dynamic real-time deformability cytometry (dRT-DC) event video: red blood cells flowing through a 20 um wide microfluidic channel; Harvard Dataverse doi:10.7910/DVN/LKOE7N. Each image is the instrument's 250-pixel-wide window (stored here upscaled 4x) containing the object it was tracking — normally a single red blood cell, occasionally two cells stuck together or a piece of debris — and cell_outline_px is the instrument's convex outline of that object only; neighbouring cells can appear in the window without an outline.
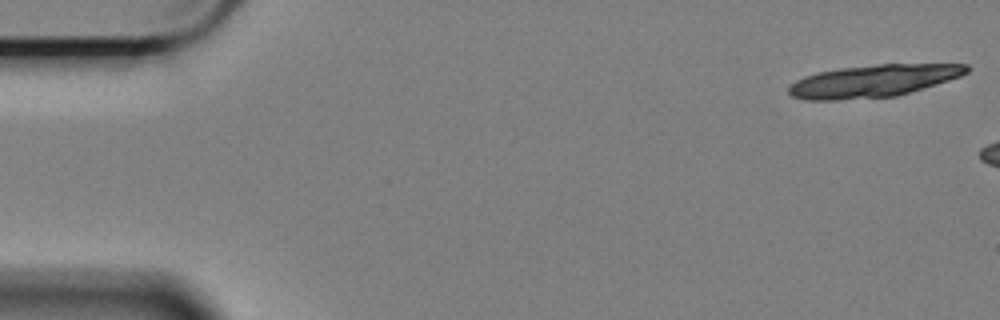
{"species": "Egyptian fruit bat (a non-hibernating species)", "species_latin": "Rousettus aegyptiacus", "temperature_condition": "cold", "stored_images_in_passage": 6, "camera_frame_rate_fps": 3000, "um_per_image_px": 0.085, "animal": {"sex": "female"}, "frame": {"image": 1, "passage_image": 1, "time_ms": 0.0, "image_size_px": [1000, 320], "cell_outline_px": [[972, 68], [968, 72], [960, 76], [948, 80], [896, 96], [836, 100], [804, 100], [792, 96], [788, 92], [788, 88], [796, 80], [804, 76], [820, 72], [840, 68], [880, 64], [968, 64]], "centroid_in_image_um": [74.22, 6.88], "position_along_channel_um": 10.8, "area_um2": 33.23}}